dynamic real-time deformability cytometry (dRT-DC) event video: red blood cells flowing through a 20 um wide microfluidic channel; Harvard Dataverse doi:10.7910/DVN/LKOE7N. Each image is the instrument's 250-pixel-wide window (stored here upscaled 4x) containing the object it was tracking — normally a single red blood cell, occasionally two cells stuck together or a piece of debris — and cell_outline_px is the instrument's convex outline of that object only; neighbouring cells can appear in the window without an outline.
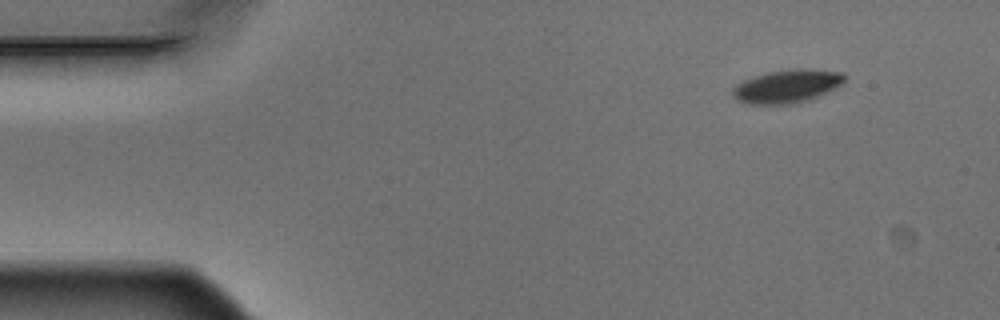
{"species": "Egyptian fruit bat (a non-hibernating species)", "species_latin": "Rousettus aegyptiacus", "temperature_condition": "warm", "stored_images_in_passage": 3, "camera_frame_rate_fps": 3000, "um_per_image_px": 0.085, "animal": {"sex": "male"}, "frame": {"image": 1, "passage_image": 1, "time_ms": 0.0, "image_size_px": [1000, 320], "cell_outline_px": [[844, 80], [840, 84], [808, 100], [788, 104], [748, 104], [732, 96], [732, 88], [744, 80], [768, 72], [792, 68], [808, 68], [844, 72]], "centroid_in_image_um": [66.88, 7.31], "position_along_channel_um": 18.1, "area_um2": 21.33}}